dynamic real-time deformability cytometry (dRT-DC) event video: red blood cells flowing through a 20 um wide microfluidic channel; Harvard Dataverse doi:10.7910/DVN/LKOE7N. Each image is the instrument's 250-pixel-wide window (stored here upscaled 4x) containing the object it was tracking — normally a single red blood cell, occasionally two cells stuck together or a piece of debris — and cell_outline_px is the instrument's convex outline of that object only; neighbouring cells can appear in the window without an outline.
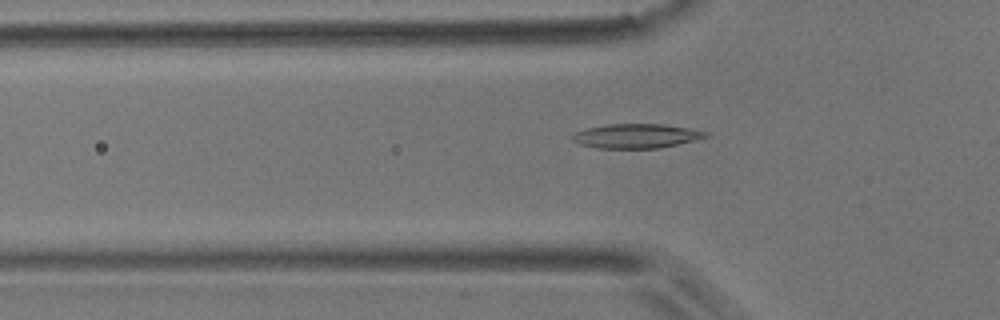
{"species": "common noctule bat (a hibernating species)", "species_latin": "Nyctalus noctula", "temperature_condition": "room temperature", "stored_images_in_passage": 35, "camera_frame_rate_fps": 3000, "um_per_image_px": 0.085, "animal": {"sex": "male", "body_mass_g": 17.9}, "frame": {"image": 1, "passage_image": 7, "time_ms": 2.0, "image_size_px": [1000, 320], "cell_outline_px": [[708, 136], [660, 148], [596, 148], [580, 144], [572, 140], [572, 136], [576, 132], [588, 128], [608, 124], [664, 124], [688, 128], [708, 132]], "centroid_in_image_um": [54.05, 11.56], "position_along_channel_um": 71.7, "area_um2": 18.61}}
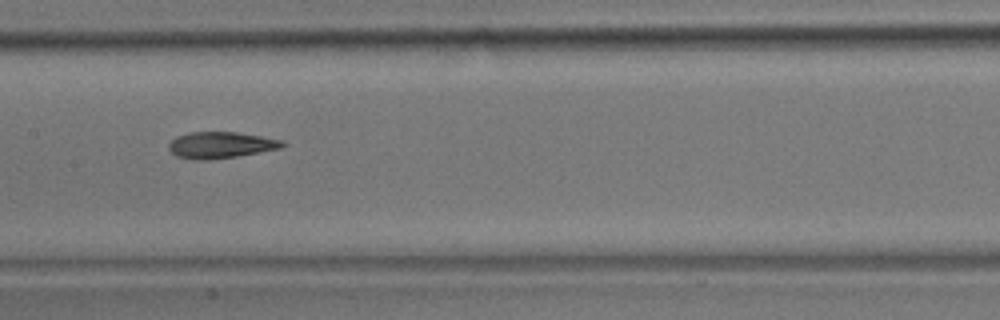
{"frame": {"image": 2, "passage_image": 16, "time_ms": 5.0, "image_size_px": [1000, 320], "cell_outline_px": [[288, 144], [280, 148], [236, 156], [208, 160], [192, 160], [176, 156], [168, 148], [168, 144], [176, 136], [188, 132], [236, 132], [284, 140]], "centroid_in_image_um": [18.74, 12.32], "position_along_channel_um": 188.7, "area_um2": 17.51}}
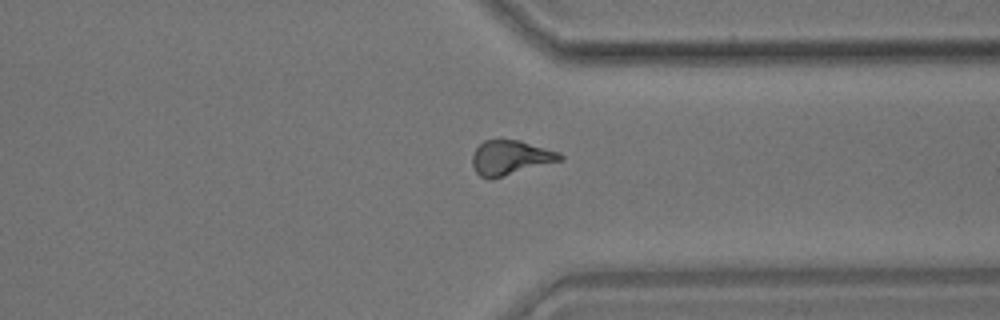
{"frame": {"image": 3, "passage_image": 30, "time_ms": 9.667, "image_size_px": [1000, 320], "cell_outline_px": [[564, 160], [492, 180], [488, 180], [480, 176], [476, 172], [472, 164], [472, 156], [476, 148], [484, 140], [520, 140], [560, 152], [564, 156]], "centroid_in_image_um": [43.41, 13.42], "position_along_channel_um": 368.0, "area_um2": 18.03}}